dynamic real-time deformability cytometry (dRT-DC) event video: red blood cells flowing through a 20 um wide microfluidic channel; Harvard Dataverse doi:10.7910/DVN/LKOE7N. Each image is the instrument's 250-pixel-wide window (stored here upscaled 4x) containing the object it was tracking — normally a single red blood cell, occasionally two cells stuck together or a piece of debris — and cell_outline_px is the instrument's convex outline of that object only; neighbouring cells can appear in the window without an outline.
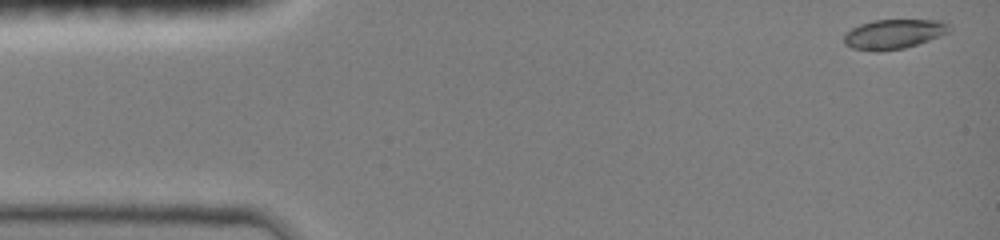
{"species": "common noctule bat (a hibernating species)", "species_latin": "Nyctalus noctula", "temperature_condition": "room temperature", "stored_images_in_passage": 44, "camera_frame_rate_fps": 3000, "um_per_image_px": 0.085, "animal": {"sex": "female", "body_mass_g": 19.0, "forearm_length_mm": 51.5}, "frame": {"image": 1, "passage_image": 1, "time_ms": 0.0, "image_size_px": [1000, 240], "cell_outline_px": [[952, 28], [948, 32], [928, 40], [904, 48], [876, 52], [852, 48], [844, 44], [844, 32], [860, 24], [872, 20], [948, 20]], "centroid_in_image_um": [75.96, 2.88], "position_along_channel_um": 9.0, "area_um2": 18.32}}
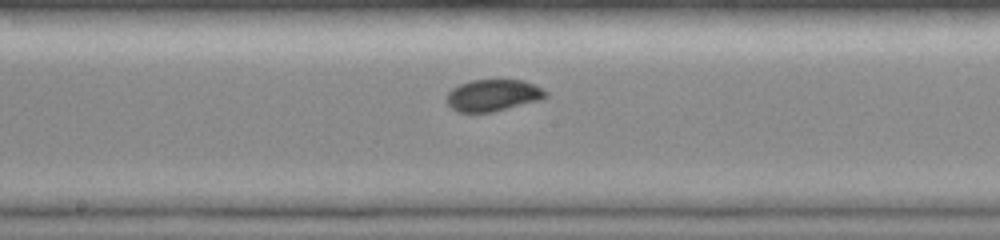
{"frame": {"image": 2, "passage_image": 24, "time_ms": 7.667, "image_size_px": [1000, 240], "cell_outline_px": [[548, 96], [540, 100], [492, 112], [456, 112], [444, 100], [448, 92], [452, 88], [460, 84], [472, 80], [524, 80], [548, 92]], "centroid_in_image_um": [41.87, 8.1], "position_along_channel_um": 206.3, "area_um2": 18.32}}
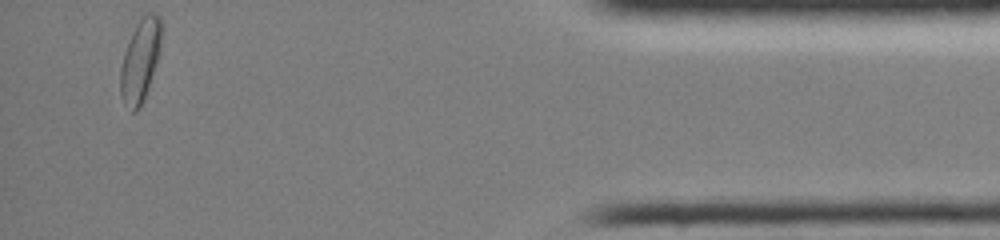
{"frame": {"image": 3, "passage_image": 44, "time_ms": 14.333, "image_size_px": [1000, 240], "cell_outline_px": [[164, 28], [160, 52], [144, 100], [140, 108], [136, 112], [132, 112], [124, 104], [120, 96], [120, 68], [124, 52], [132, 32], [144, 12], [156, 12], [160, 16]], "centroid_in_image_um": [11.95, 5.1], "position_along_channel_um": 423.3, "area_um2": 20.35}, "authors_computed_cell_mechanics": {"area_um2": 18.3226, "velocity_mm_per_s": 4.0359, "shape_relaxation_time_tau1_ms": 5.0638, "shape_relaxation_time_tau2_ms": null, "deformation_change_tau1": 0.1175, "deformation_change_tau2": null}}